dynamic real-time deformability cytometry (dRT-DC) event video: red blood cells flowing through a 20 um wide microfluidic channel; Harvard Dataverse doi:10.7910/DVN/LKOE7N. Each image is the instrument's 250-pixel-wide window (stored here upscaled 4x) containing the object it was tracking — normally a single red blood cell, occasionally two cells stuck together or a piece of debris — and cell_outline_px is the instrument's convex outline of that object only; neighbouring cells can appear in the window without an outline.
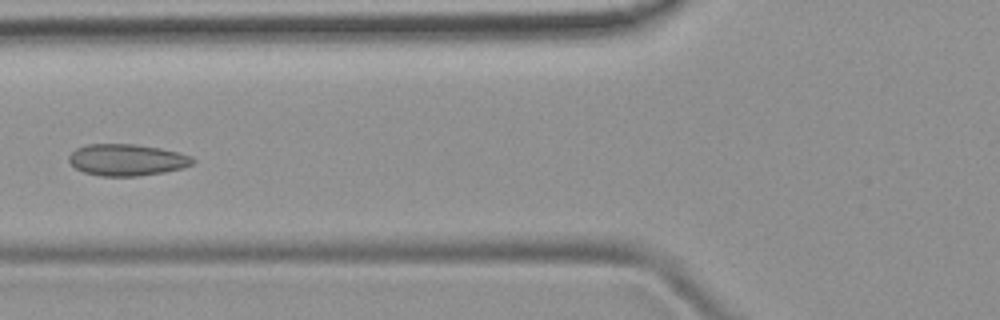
{"species": "common noctule bat (a hibernating species)", "species_latin": "Nyctalus noctula", "temperature_condition": "room temperature", "stored_images_in_passage": 5, "camera_frame_rate_fps": 3000, "um_per_image_px": 0.085, "animal": {"sex": "female", "body_mass_g": 19.9}, "frame": {"image": 1, "passage_image": 5, "time_ms": 4.667, "image_size_px": [1000, 320], "cell_outline_px": [[196, 160], [192, 164], [184, 168], [164, 172], [136, 176], [100, 176], [84, 172], [76, 168], [68, 160], [68, 156], [76, 148], [88, 144], [132, 144], [160, 148], [192, 156]], "centroid_in_image_um": [10.79, 13.59], "position_along_channel_um": 115.0, "area_um2": 22.77}}